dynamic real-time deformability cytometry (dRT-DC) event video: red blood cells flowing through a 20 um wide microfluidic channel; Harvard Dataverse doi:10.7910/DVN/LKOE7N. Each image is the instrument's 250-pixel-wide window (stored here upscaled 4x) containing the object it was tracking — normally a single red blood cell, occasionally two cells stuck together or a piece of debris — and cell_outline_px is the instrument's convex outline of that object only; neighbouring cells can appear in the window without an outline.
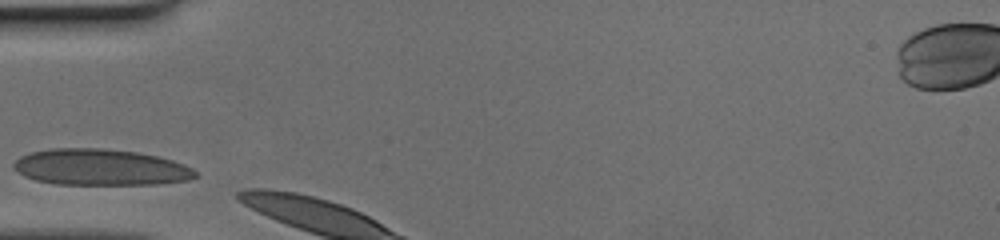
{"species": "human", "species_latin": "Homo sapiens", "temperature_condition": "cold", "stored_images_in_passage": 2, "camera_frame_rate_fps": 3000, "um_per_image_px": 0.085, "donor": {"sex": "female"}, "frame": {"image": 1, "passage_image": 1, "time_ms": 0.0, "image_size_px": [1000, 240], "cell_outline_px": [[200, 176], [188, 180], [156, 184], [56, 184], [36, 180], [24, 176], [16, 172], [12, 168], [12, 164], [20, 156], [32, 152], [52, 148], [104, 148], [136, 152], [156, 156], [172, 160], [184, 164], [192, 168]], "centroid_in_image_um": [8.52, 14.21], "position_along_channel_um": 76.5, "area_um2": 38.49}}